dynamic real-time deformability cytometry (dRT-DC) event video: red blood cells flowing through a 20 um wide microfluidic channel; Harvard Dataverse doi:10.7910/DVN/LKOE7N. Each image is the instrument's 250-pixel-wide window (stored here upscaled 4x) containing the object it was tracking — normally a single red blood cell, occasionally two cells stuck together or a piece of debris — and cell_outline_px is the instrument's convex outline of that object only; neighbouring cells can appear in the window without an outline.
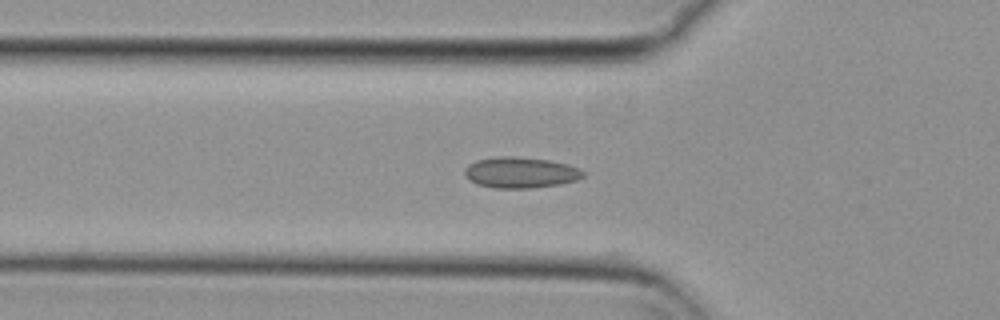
{"species": "common noctule bat (a hibernating species)", "species_latin": "Nyctalus noctula", "temperature_condition": "cold", "stored_images_in_passage": 35, "camera_frame_rate_fps": 3000, "um_per_image_px": 0.085, "animal": {"sex": "female", "body_mass_g": 29.2, "forearm_length_mm": 56.3}, "frame": {"image": 1, "passage_image": 2, "time_ms": 0.333, "image_size_px": [1000, 320], "cell_outline_px": [[584, 176], [576, 180], [560, 184], [532, 188], [496, 188], [476, 184], [464, 176], [464, 168], [468, 164], [476, 160], [500, 156], [512, 156], [548, 160], [568, 164], [584, 172]], "centroid_in_image_um": [44.2, 14.67], "position_along_channel_um": 81.6, "area_um2": 21.33}}
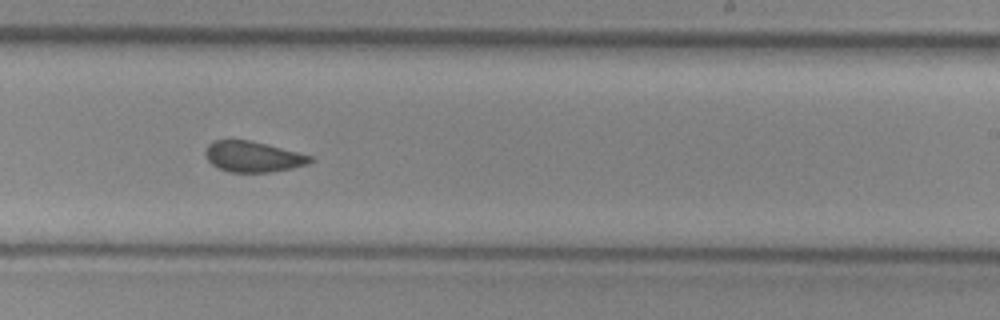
{"frame": {"image": 2, "passage_image": 17, "time_ms": 5.333, "image_size_px": [1000, 320], "cell_outline_px": [[312, 160], [308, 164], [292, 168], [272, 172], [228, 172], [212, 164], [208, 160], [204, 152], [208, 144], [216, 140], [248, 140], [312, 156]], "centroid_in_image_um": [21.47, 13.33], "position_along_channel_um": 267.5, "area_um2": 18.44}}
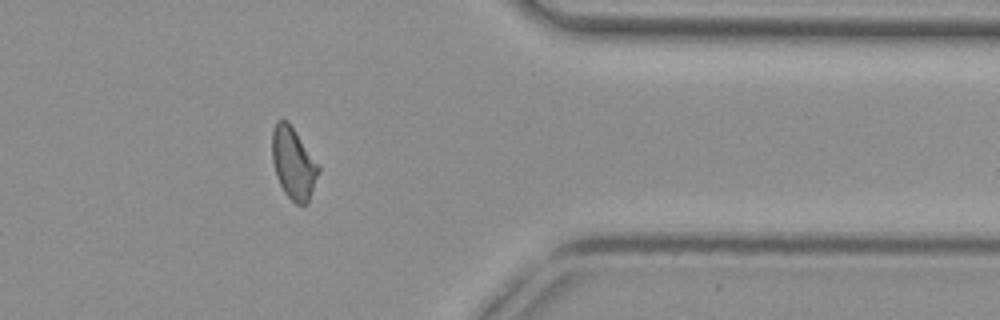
{"frame": {"image": 3, "passage_image": 28, "time_ms": 9.0, "image_size_px": [1000, 320], "cell_outline_px": [[320, 172], [308, 204], [296, 204], [284, 192], [276, 176], [272, 160], [272, 132], [276, 120], [288, 120], [320, 168]], "centroid_in_image_um": [24.93, 13.89], "position_along_channel_um": 386.5, "area_um2": 19.31}}